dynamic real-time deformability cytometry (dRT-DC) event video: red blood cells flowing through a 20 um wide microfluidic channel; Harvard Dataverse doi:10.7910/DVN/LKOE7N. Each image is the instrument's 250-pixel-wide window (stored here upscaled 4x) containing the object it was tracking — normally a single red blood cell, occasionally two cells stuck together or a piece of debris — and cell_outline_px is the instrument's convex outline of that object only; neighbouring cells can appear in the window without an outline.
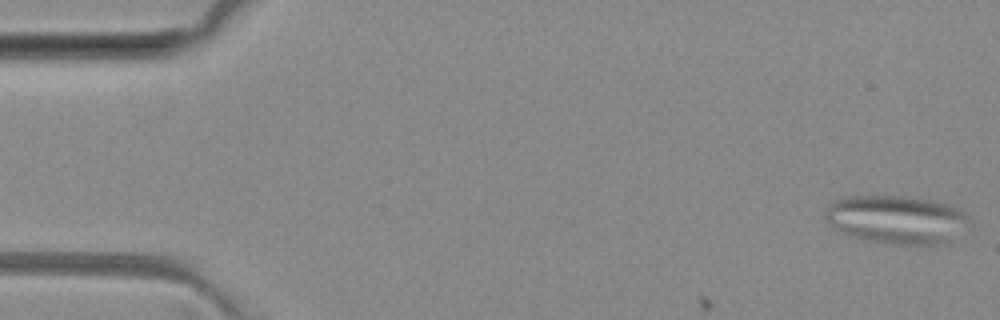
{"species": "common noctule bat (a hibernating species)", "species_latin": "Nyctalus noctula", "temperature_condition": "room temperature", "stored_images_in_passage": 4, "camera_frame_rate_fps": 3000, "um_per_image_px": 0.085, "animal": {"sex": "female", "body_mass_g": 29.2, "forearm_length_mm": 56.3}, "frame": {"image": 1, "passage_image": 1, "time_ms": 0.0, "image_size_px": [1000, 320], "cell_outline_px": [[972, 224], [948, 240], [940, 244], [888, 244], [848, 236], [824, 220], [824, 212], [828, 204], [836, 200], [848, 196], [916, 196], [948, 204], [960, 208], [968, 216]], "centroid_in_image_um": [76.21, 18.64], "position_along_channel_um": 8.8, "area_um2": 40.92}}